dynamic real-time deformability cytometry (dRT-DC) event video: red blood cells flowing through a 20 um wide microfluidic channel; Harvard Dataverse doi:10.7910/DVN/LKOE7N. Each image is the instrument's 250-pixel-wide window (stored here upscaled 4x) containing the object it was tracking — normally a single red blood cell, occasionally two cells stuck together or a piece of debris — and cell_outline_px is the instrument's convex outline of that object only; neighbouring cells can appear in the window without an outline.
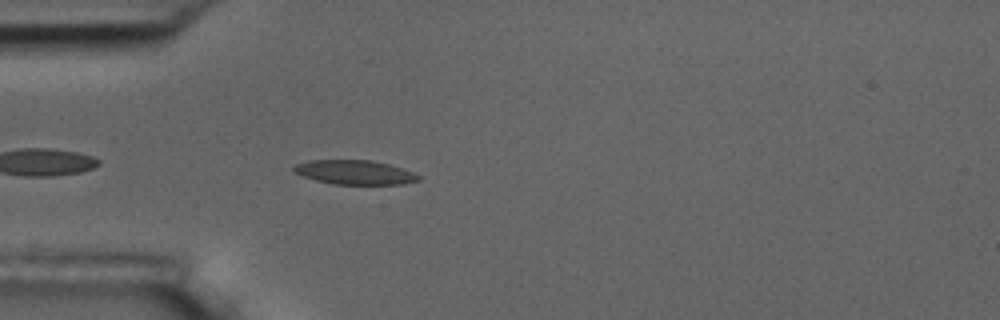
{"species": "common noctule bat (a hibernating species)", "species_latin": "Nyctalus noctula", "temperature_condition": "room temperature", "stored_images_in_passage": 2, "camera_frame_rate_fps": 3000, "um_per_image_px": 0.085, "animal": {"sex": "male", "body_mass_g": 17.5, "forearm_length_mm": 52.3}, "frame": {"image": 1, "passage_image": 2, "time_ms": 1.333, "image_size_px": [1000, 320], "cell_outline_px": [[420, 180], [400, 184], [332, 184], [316, 180], [304, 176], [296, 172], [292, 168], [296, 164], [308, 160], [372, 160], [388, 164], [412, 172], [420, 176]], "centroid_in_image_um": [30.14, 14.64], "position_along_channel_um": 54.9, "area_um2": 17.4}}